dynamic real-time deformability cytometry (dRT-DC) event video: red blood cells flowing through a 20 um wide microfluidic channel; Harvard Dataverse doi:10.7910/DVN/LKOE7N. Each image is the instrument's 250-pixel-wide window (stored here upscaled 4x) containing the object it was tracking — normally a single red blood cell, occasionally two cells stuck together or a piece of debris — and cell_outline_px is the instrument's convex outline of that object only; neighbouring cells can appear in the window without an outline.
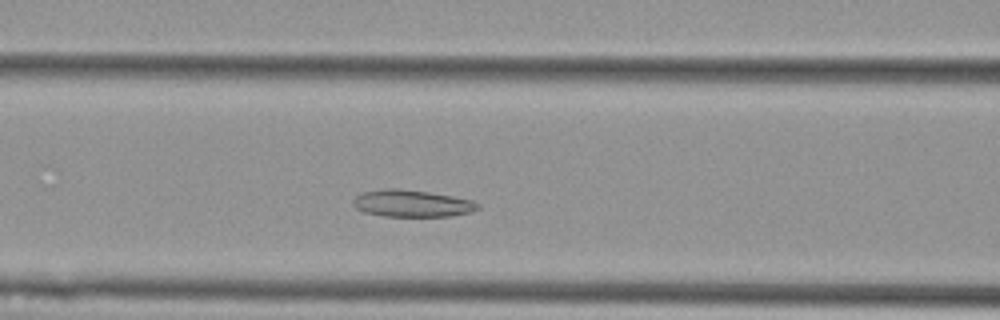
{"species": "Egyptian fruit bat (a non-hibernating species)", "species_latin": "Rousettus aegyptiacus", "temperature_condition": "cold", "stored_images_in_passage": 42, "camera_frame_rate_fps": 3000, "um_per_image_px": 0.085, "animal": {"sex": "female"}, "frame": {"image": 1, "passage_image": 9, "time_ms": 2.667, "image_size_px": [1000, 320], "cell_outline_px": [[480, 208], [472, 212], [452, 216], [384, 216], [364, 212], [356, 208], [352, 204], [352, 200], [356, 196], [364, 192], [384, 188], [400, 188], [428, 192], [452, 196], [472, 200], [480, 204]], "centroid_in_image_um": [35.03, 17.29], "position_along_channel_um": 131.6, "area_um2": 19.71}}
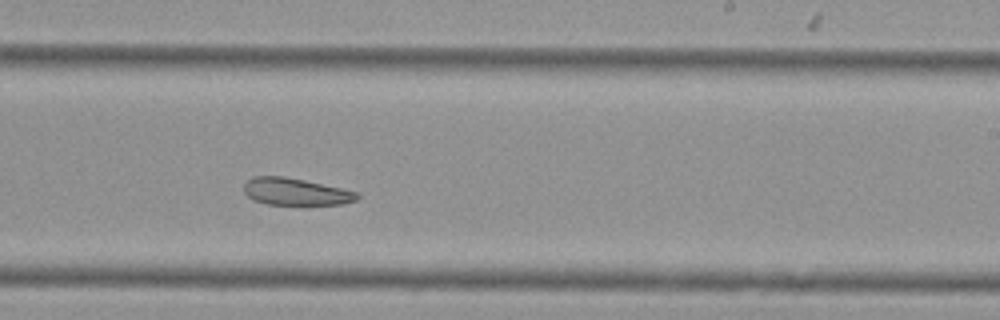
{"frame": {"image": 2, "passage_image": 20, "time_ms": 6.333, "image_size_px": [1000, 320], "cell_outline_px": [[360, 196], [356, 200], [340, 204], [268, 204], [252, 200], [244, 192], [244, 184], [252, 176], [284, 176], [304, 180], [340, 188], [356, 192]], "centroid_in_image_um": [25.08, 16.29], "position_along_channel_um": 263.9, "area_um2": 17.63}}
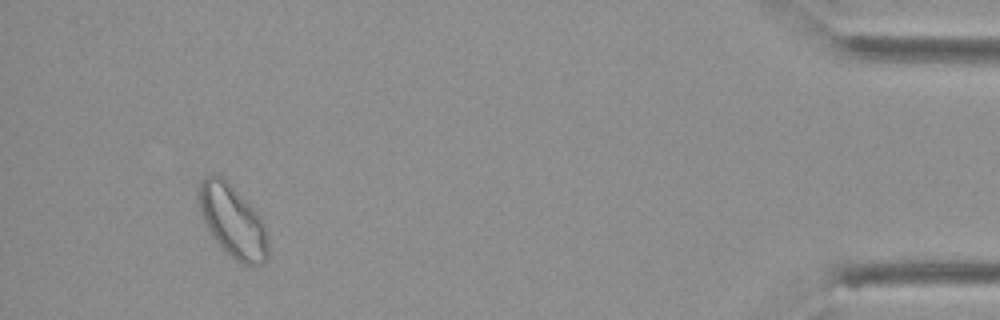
{"frame": {"image": 3, "passage_image": 38, "time_ms": 12.333, "image_size_px": [1000, 320], "cell_outline_px": [[268, 256], [264, 264], [252, 268], [244, 268], [212, 236], [200, 212], [200, 180], [204, 176], [220, 176], [264, 220], [268, 236]], "centroid_in_image_um": [19.85, 18.91], "position_along_channel_um": 415.4, "area_um2": 28.73}, "authors_computed_cell_mechanics": {"area_um2": 20.4612, "velocity_mm_per_s": 3.6404, "shape_relaxation_time_tau1_ms": null, "shape_relaxation_time_tau2_ms": 11.3803, "deformation_change_tau1": null, "deformation_change_tau2": 0.186}}